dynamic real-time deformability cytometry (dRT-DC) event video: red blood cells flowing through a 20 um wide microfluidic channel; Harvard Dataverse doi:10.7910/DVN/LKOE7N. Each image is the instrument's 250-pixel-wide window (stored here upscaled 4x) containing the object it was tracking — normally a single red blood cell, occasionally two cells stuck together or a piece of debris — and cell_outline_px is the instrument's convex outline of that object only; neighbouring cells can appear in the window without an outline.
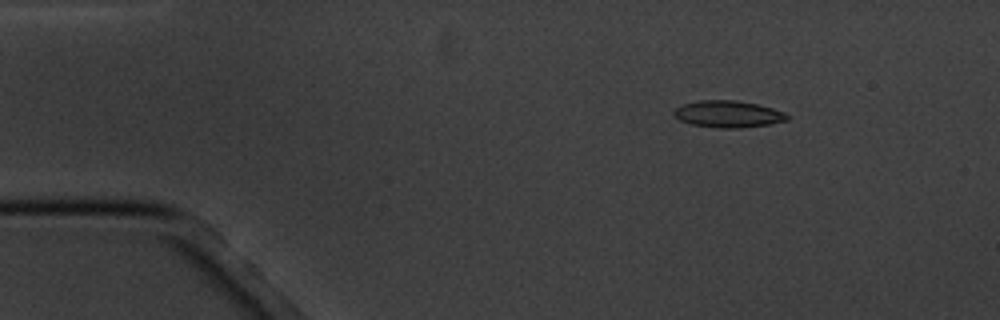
{"species": "common noctule bat (a hibernating species)", "species_latin": "Nyctalus noctula", "temperature_condition": "cold", "stored_images_in_passage": 6, "camera_frame_rate_fps": 3000, "um_per_image_px": 0.085, "animal": {"sex": "male", "body_mass_g": 20.1, "forearm_length_mm": 53.5}, "frame": {"image": 1, "passage_image": 2, "time_ms": 1.333, "image_size_px": [1000, 320], "cell_outline_px": [[788, 120], [768, 124], [740, 128], [716, 128], [692, 124], [680, 120], [672, 116], [672, 112], [676, 108], [684, 104], [700, 100], [736, 100], [756, 104], [772, 108], [784, 112], [788, 116]], "centroid_in_image_um": [61.85, 9.7], "position_along_channel_um": 23.1, "area_um2": 17.63}}
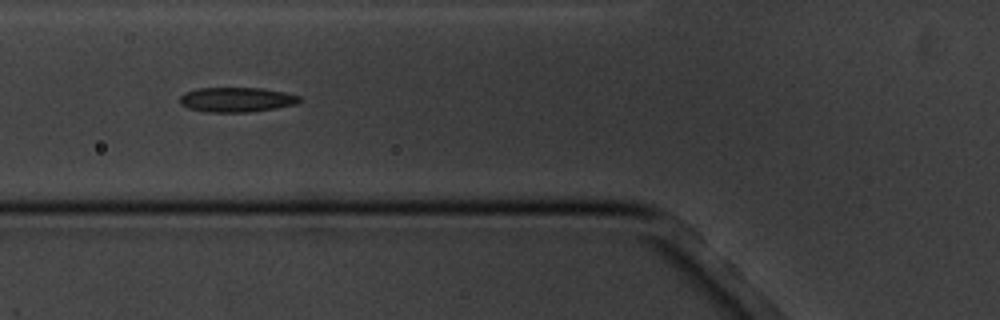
{"frame": {"image": 2, "passage_image": 5, "time_ms": 5.667, "image_size_px": [1000, 320], "cell_outline_px": [[304, 100], [296, 104], [276, 108], [248, 112], [208, 112], [188, 108], [180, 104], [180, 96], [184, 92], [200, 88], [260, 88], [284, 92], [300, 96]], "centroid_in_image_um": [20.12, 8.47], "position_along_channel_um": 105.7, "area_um2": 17.28}}
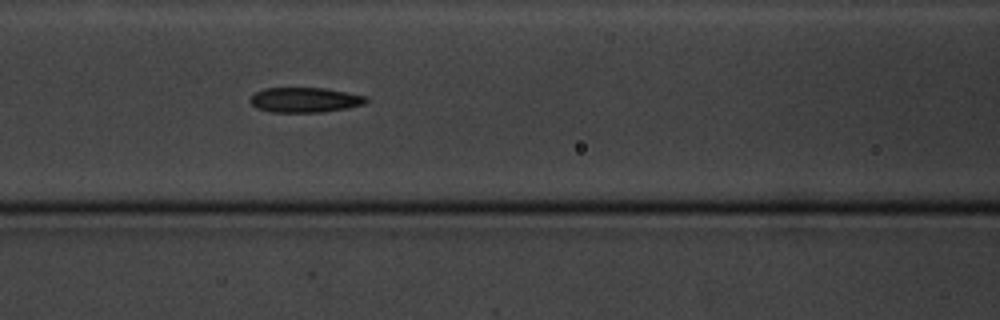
{"frame": {"image": 3, "passage_image": 6, "time_ms": 6.667, "image_size_px": [1000, 320], "cell_outline_px": [[368, 100], [364, 104], [348, 108], [320, 112], [272, 112], [256, 108], [248, 100], [256, 92], [264, 88], [324, 88], [364, 96]], "centroid_in_image_um": [25.87, 8.5], "position_along_channel_um": 140.7, "area_um2": 16.7}}